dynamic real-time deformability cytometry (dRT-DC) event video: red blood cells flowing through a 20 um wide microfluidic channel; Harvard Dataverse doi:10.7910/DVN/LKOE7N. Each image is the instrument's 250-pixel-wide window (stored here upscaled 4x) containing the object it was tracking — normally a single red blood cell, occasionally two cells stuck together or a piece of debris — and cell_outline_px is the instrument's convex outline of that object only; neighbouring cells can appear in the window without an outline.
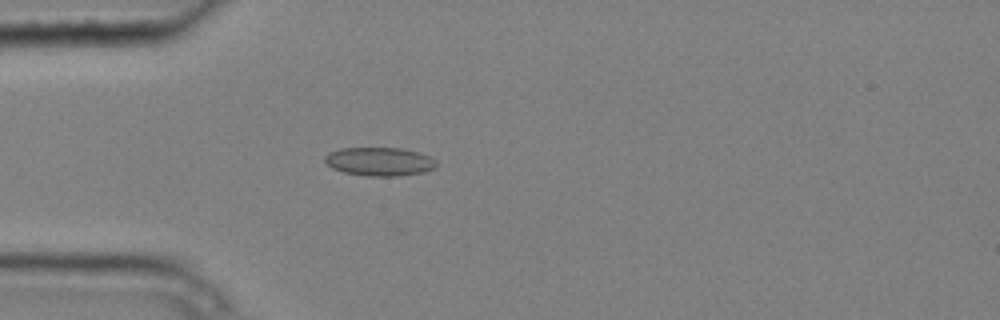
{"species": "common noctule bat (a hibernating species)", "species_latin": "Nyctalus noctula", "temperature_condition": "cold", "stored_images_in_passage": 5, "camera_frame_rate_fps": 3000, "um_per_image_px": 0.085, "animal": {"sex": "male", "body_mass_g": 20.4}, "frame": {"image": 1, "passage_image": 5, "time_ms": 1.333, "image_size_px": [1000, 320], "cell_outline_px": [[436, 168], [424, 172], [396, 176], [368, 176], [344, 172], [332, 168], [324, 160], [324, 156], [328, 152], [340, 148], [400, 148], [420, 152], [436, 160]], "centroid_in_image_um": [32.26, 13.73], "position_along_channel_um": 52.7, "area_um2": 18.61}}